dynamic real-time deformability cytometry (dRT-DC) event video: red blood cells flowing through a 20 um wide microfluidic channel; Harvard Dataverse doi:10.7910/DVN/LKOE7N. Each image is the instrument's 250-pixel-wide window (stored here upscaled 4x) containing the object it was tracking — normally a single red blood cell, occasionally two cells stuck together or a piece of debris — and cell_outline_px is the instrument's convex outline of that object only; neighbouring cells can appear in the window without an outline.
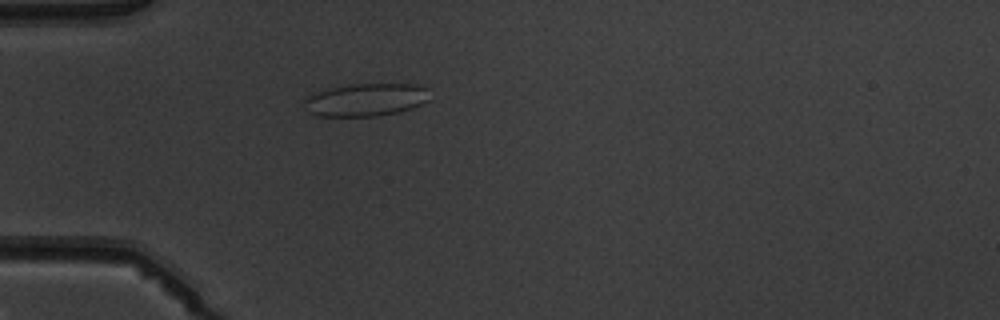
{"species": "common noctule bat (a hibernating species)", "species_latin": "Nyctalus noctula", "temperature_condition": "warm", "stored_images_in_passage": 2, "camera_frame_rate_fps": 3000, "um_per_image_px": 0.085, "animal": {"sex": "male", "body_mass_g": 19.5, "forearm_length_mm": 54.6}, "frame": {"image": 1, "passage_image": 2, "time_ms": 1.333, "image_size_px": [1000, 320], "cell_outline_px": [[428, 100], [412, 108], [396, 112], [376, 116], [316, 116], [308, 112], [304, 108], [304, 100], [312, 92], [328, 88], [352, 84], [416, 84], [428, 88]], "centroid_in_image_um": [31.04, 8.47], "position_along_channel_um": 54.0, "area_um2": 24.1}}